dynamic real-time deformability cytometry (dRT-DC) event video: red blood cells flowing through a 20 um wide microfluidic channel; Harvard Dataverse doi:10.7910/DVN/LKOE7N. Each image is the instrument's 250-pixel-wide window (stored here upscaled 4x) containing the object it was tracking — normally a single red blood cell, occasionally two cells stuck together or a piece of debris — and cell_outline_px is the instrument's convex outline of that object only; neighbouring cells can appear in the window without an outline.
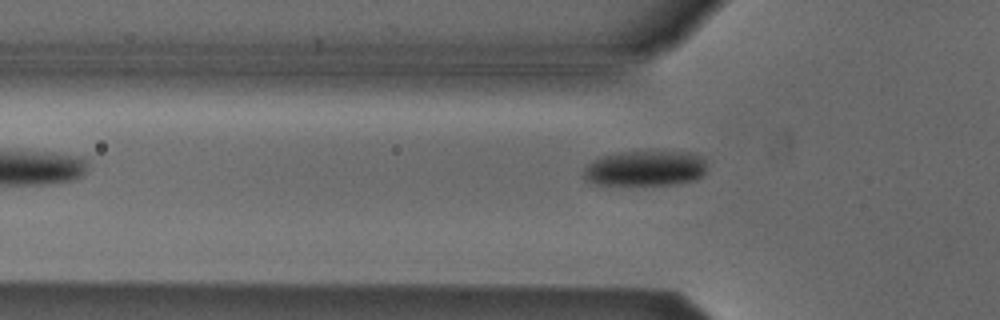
{"species": "Egyptian fruit bat (a non-hibernating species)", "species_latin": "Rousettus aegyptiacus", "temperature_condition": "cold", "stored_images_in_passage": 5, "camera_frame_rate_fps": 3000, "um_per_image_px": 0.085, "animal": {"sex": "male"}, "frame": {"image": 1, "passage_image": 5, "time_ms": 5.0, "image_size_px": [1000, 320], "cell_outline_px": [[704, 172], [696, 180], [676, 184], [596, 184], [584, 180], [584, 168], [592, 160], [600, 156], [620, 152], [692, 152], [704, 156]], "centroid_in_image_um": [54.83, 14.3], "position_along_channel_um": 71.0, "area_um2": 25.32}}